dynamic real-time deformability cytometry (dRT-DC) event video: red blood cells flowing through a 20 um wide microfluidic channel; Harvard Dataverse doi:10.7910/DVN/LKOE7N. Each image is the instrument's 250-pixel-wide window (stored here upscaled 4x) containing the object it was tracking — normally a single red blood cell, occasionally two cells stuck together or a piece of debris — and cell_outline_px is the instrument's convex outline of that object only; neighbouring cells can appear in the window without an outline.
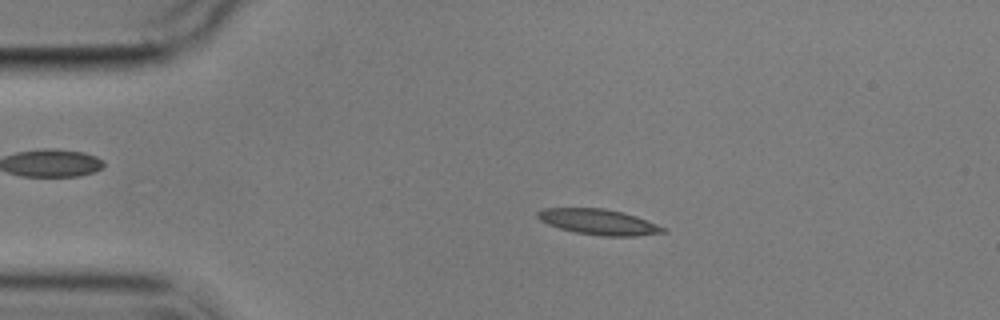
{"species": "common noctule bat (a hibernating species)", "species_latin": "Nyctalus noctula", "temperature_condition": "cold", "stored_images_in_passage": 4, "camera_frame_rate_fps": 3000, "um_per_image_px": 0.085, "animal": {"sex": "male", "body_mass_g": 17.9}, "frame": {"image": 1, "passage_image": 2, "time_ms": 1.333, "image_size_px": [1000, 320], "cell_outline_px": [[668, 232], [636, 236], [604, 236], [576, 232], [560, 228], [548, 224], [540, 220], [536, 216], [536, 212], [544, 208], [604, 208], [636, 216], [668, 228]], "centroid_in_image_um": [50.92, 18.86], "position_along_channel_um": 34.1, "area_um2": 18.67}}
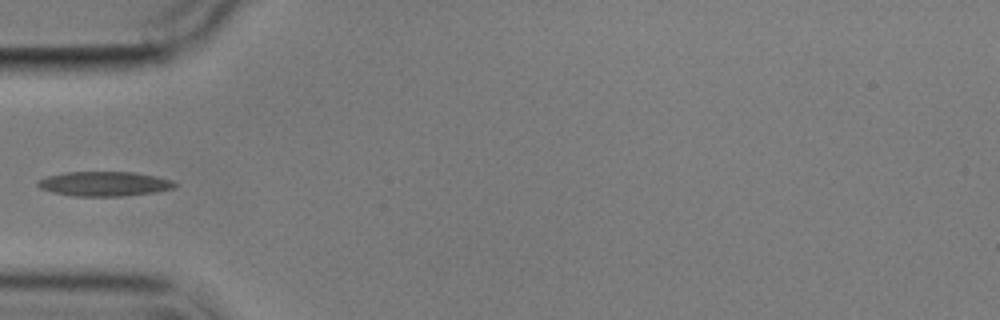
{"frame": {"image": 2, "passage_image": 4, "time_ms": 3.667, "image_size_px": [1000, 320], "cell_outline_px": [[176, 188], [152, 192], [120, 196], [72, 196], [52, 192], [40, 188], [36, 184], [40, 180], [48, 176], [64, 172], [132, 172], [156, 176], [172, 180], [176, 184]], "centroid_in_image_um": [8.86, 15.62], "position_along_channel_um": 76.1, "area_um2": 19.48}}